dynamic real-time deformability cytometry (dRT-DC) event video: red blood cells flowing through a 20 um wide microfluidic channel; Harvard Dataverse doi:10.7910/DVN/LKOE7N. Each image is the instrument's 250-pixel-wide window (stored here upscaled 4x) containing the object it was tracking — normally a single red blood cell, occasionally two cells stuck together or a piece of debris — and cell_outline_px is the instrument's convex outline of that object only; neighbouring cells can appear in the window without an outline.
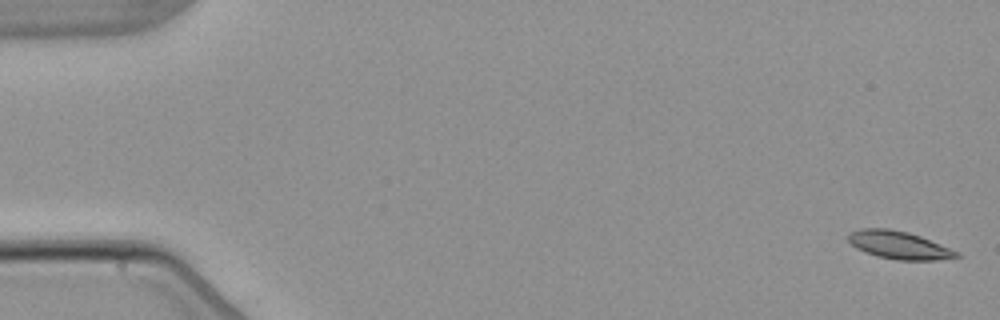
{"species": "common noctule bat (a hibernating species)", "species_latin": "Nyctalus noctula", "temperature_condition": "warm", "stored_images_in_passage": 5, "camera_frame_rate_fps": 3000, "um_per_image_px": 0.085, "animal": {"sex": "male", "body_mass_g": 21.5, "forearm_length_mm": 52.0}, "frame": {"image": 1, "passage_image": 1, "time_ms": 0.0, "image_size_px": [1000, 320], "cell_outline_px": [[960, 256], [936, 260], [896, 260], [876, 256], [864, 252], [856, 248], [848, 240], [848, 236], [852, 232], [860, 228], [888, 228], [908, 232], [920, 236], [960, 252]], "centroid_in_image_um": [76.4, 20.83], "position_along_channel_um": 8.6, "area_um2": 17.51}}
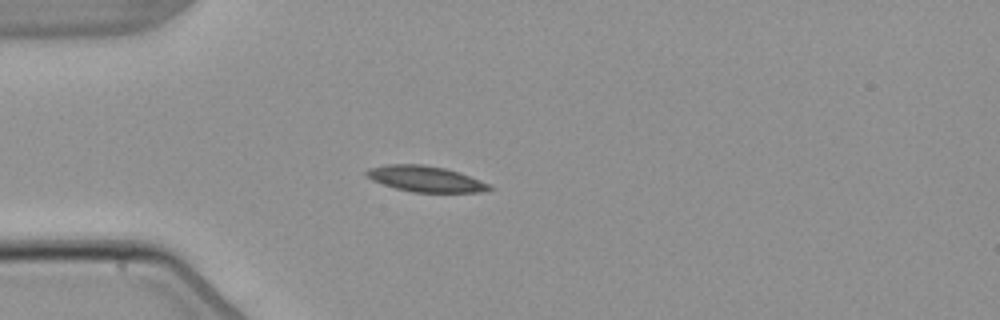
{"frame": {"image": 2, "passage_image": 4, "time_ms": 4.667, "image_size_px": [1000, 320], "cell_outline_px": [[496, 188], [484, 192], [412, 192], [396, 188], [372, 180], [364, 176], [364, 172], [368, 168], [384, 164], [424, 164], [444, 168], [460, 172], [488, 184]], "centroid_in_image_um": [36.14, 15.2], "position_along_channel_um": 48.9, "area_um2": 18.61}}